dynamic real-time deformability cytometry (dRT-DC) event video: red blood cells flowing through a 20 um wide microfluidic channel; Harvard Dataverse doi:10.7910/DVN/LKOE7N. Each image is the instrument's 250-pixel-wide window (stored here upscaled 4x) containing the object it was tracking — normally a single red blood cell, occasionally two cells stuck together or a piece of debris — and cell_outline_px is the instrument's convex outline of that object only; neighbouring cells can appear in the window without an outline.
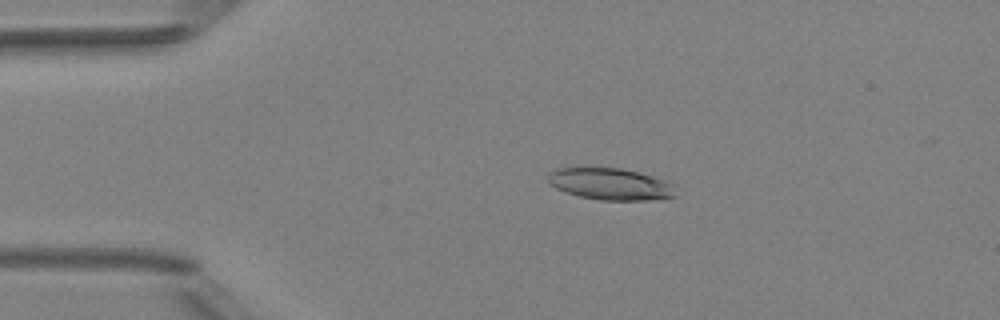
{"species": "Egyptian fruit bat (a non-hibernating species)", "species_latin": "Rousettus aegyptiacus", "temperature_condition": "room temperature", "stored_images_in_passage": 4, "camera_frame_rate_fps": 3000, "um_per_image_px": 0.085, "animal": {"sex": "female"}, "frame": {"image": 1, "passage_image": 3, "time_ms": 3.333, "image_size_px": [1000, 320], "cell_outline_px": [[676, 196], [644, 200], [600, 200], [580, 196], [564, 192], [556, 188], [548, 180], [548, 172], [556, 168], [620, 168], [652, 176], [664, 180], [672, 184]], "centroid_in_image_um": [51.84, 15.64], "position_along_channel_um": 33.2, "area_um2": 23.29}}